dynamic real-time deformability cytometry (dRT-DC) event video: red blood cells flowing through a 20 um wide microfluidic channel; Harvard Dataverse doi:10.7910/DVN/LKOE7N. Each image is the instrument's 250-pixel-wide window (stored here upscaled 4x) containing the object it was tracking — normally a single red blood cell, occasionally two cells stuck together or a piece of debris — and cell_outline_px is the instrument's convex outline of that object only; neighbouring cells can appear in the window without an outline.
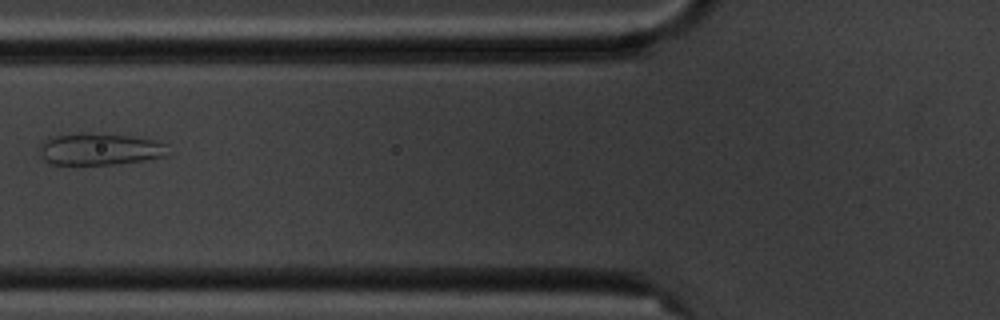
{"species": "common noctule bat (a hibernating species)", "species_latin": "Nyctalus noctula", "temperature_condition": "cold", "stored_images_in_passage": 7, "camera_frame_rate_fps": 3000, "um_per_image_px": 0.085, "animal": {"sex": "male", "body_mass_g": 20.1, "forearm_length_mm": 53.5}, "frame": {"image": 1, "passage_image": 2, "time_ms": 1.333, "image_size_px": [1000, 320], "cell_outline_px": [[168, 156], [144, 160], [112, 164], [48, 164], [44, 160], [40, 152], [40, 144], [44, 140], [56, 136], [128, 136], [152, 140], [168, 144]], "centroid_in_image_um": [8.53, 12.73], "position_along_channel_um": 117.3, "area_um2": 22.72}}
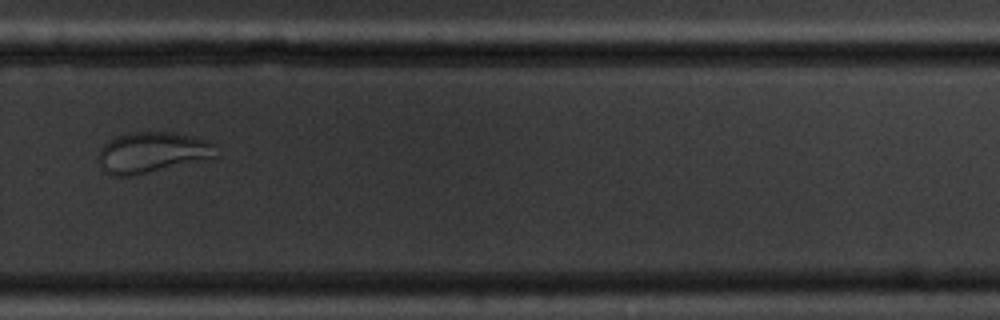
{"frame": {"image": 2, "passage_image": 7, "time_ms": 7.0, "image_size_px": [1000, 320], "cell_outline_px": [[220, 156], [132, 176], [112, 176], [100, 168], [100, 148], [108, 140], [116, 136], [132, 132], [172, 132], [192, 136], [208, 140], [216, 144]], "centroid_in_image_um": [12.97, 12.95], "position_along_channel_um": 316.8, "area_um2": 28.09}}